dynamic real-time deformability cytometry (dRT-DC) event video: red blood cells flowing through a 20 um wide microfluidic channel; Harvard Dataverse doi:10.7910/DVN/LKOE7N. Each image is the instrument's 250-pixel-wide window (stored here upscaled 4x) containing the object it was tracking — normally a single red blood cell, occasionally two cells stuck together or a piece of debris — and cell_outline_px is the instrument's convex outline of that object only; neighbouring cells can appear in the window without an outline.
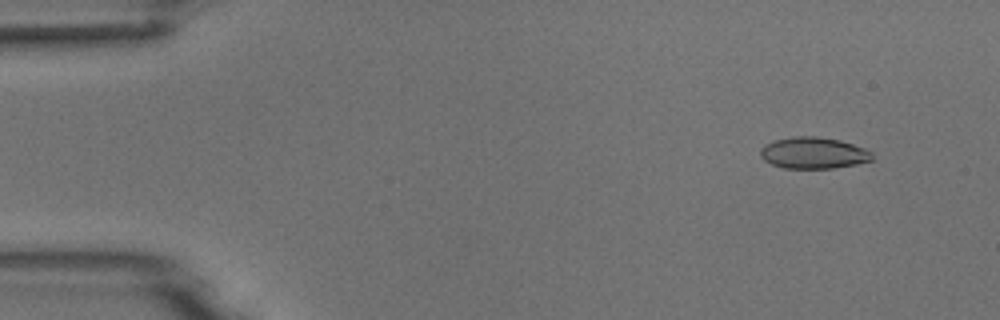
{"species": "common noctule bat (a hibernating species)", "species_latin": "Nyctalus noctula", "temperature_condition": "room temperature", "stored_images_in_passage": 5, "camera_frame_rate_fps": 3000, "um_per_image_px": 0.085, "animal": {"sex": "male", "body_mass_g": 18.8}, "frame": {"image": 1, "passage_image": 2, "time_ms": 1.333, "image_size_px": [1000, 320], "cell_outline_px": [[872, 160], [856, 164], [832, 168], [784, 168], [772, 164], [764, 160], [760, 156], [760, 148], [764, 144], [772, 140], [796, 136], [816, 136], [840, 140], [864, 148], [872, 152]], "centroid_in_image_um": [69.11, 12.99], "position_along_channel_um": 15.9, "area_um2": 20.52}}
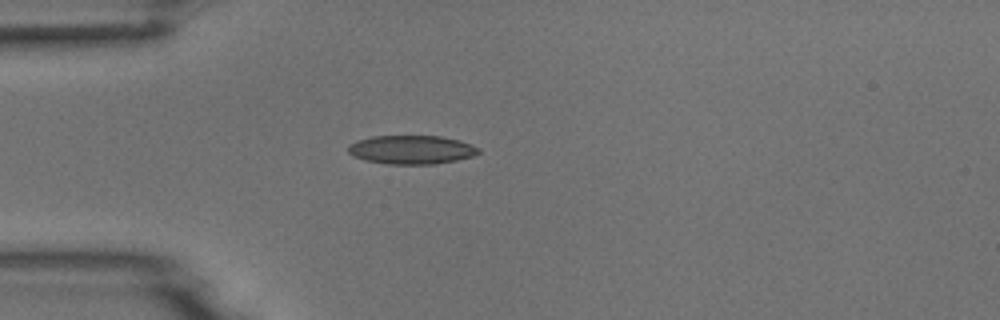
{"frame": {"image": 2, "passage_image": 5, "time_ms": 4.667, "image_size_px": [1000, 320], "cell_outline_px": [[480, 152], [472, 156], [456, 160], [436, 164], [388, 164], [364, 160], [352, 156], [348, 152], [348, 144], [356, 140], [372, 136], [440, 136], [460, 140], [472, 144], [480, 148]], "centroid_in_image_um": [34.96, 12.72], "position_along_channel_um": 50.0, "area_um2": 22.02}}